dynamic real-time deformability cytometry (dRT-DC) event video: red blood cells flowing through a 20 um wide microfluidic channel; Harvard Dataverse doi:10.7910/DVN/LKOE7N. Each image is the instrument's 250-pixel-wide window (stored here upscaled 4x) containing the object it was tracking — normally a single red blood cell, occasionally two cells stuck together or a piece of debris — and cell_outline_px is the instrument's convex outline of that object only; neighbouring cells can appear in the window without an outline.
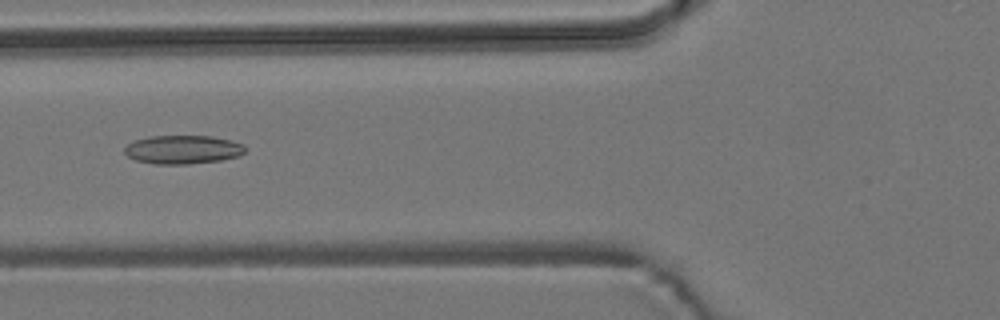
{"species": "common noctule bat (a hibernating species)", "species_latin": "Nyctalus noctula", "temperature_condition": "room temperature", "stored_images_in_passage": 6, "camera_frame_rate_fps": 3000, "um_per_image_px": 0.085, "animal": {"sex": "male", "body_mass_g": 19.2, "forearm_length_mm": 51.8}, "frame": {"image": 1, "passage_image": 4, "time_ms": 3.333, "image_size_px": [1000, 320], "cell_outline_px": [[244, 152], [240, 156], [220, 160], [188, 164], [156, 164], [136, 160], [128, 156], [124, 152], [124, 148], [128, 144], [136, 140], [152, 136], [212, 136], [244, 144]], "centroid_in_image_um": [15.54, 12.72], "position_along_channel_um": 110.3, "area_um2": 19.94}}
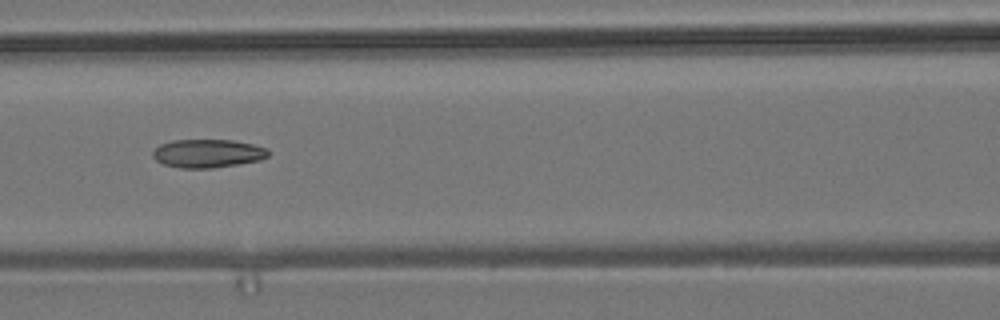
{"frame": {"image": 2, "passage_image": 5, "time_ms": 4.333, "image_size_px": [1000, 320], "cell_outline_px": [[268, 156], [260, 160], [240, 164], [212, 168], [180, 168], [164, 164], [156, 160], [152, 156], [152, 152], [160, 144], [172, 140], [232, 140], [252, 144], [268, 148]], "centroid_in_image_um": [17.65, 13.04], "position_along_channel_um": 148.9, "area_um2": 19.13}}
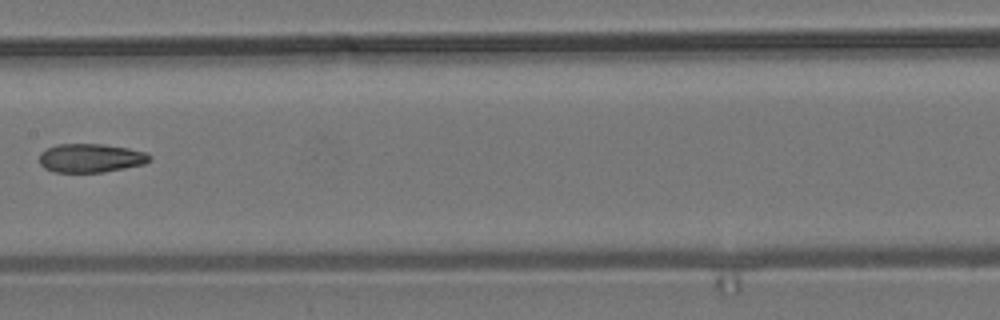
{"frame": {"image": 3, "passage_image": 6, "time_ms": 5.667, "image_size_px": [1000, 320], "cell_outline_px": [[152, 160], [144, 164], [104, 172], [52, 172], [44, 168], [40, 164], [40, 152], [56, 144], [104, 144], [128, 148], [144, 152], [152, 156]], "centroid_in_image_um": [7.71, 13.43], "position_along_channel_um": 199.7, "area_um2": 18.55}}